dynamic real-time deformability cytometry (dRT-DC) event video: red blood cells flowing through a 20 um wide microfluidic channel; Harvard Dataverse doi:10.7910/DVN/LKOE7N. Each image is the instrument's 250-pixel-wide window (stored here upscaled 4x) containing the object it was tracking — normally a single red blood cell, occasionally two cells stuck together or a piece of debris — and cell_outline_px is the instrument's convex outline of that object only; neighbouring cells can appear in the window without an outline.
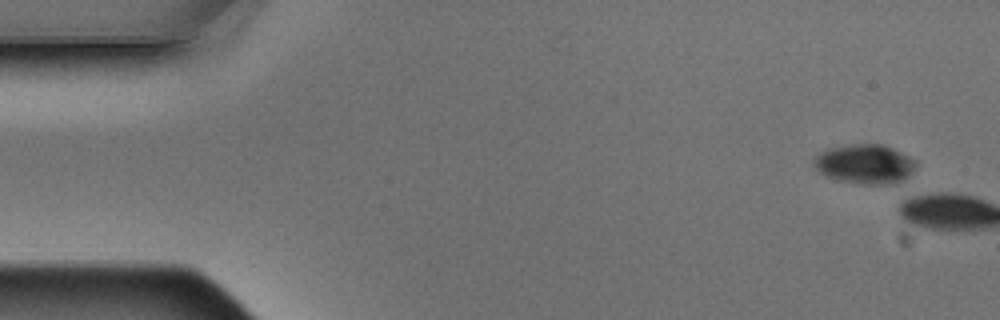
{"species": "Egyptian fruit bat (a non-hibernating species)", "species_latin": "Rousettus aegyptiacus", "temperature_condition": "warm", "stored_images_in_passage": 5, "camera_frame_rate_fps": 3000, "um_per_image_px": 0.085, "animal": {"sex": "male"}, "frame": {"image": 1, "passage_image": 1, "time_ms": 0.0, "image_size_px": [1000, 320], "cell_outline_px": [[916, 164], [912, 172], [908, 176], [896, 184], [860, 184], [836, 180], [820, 172], [812, 164], [812, 160], [820, 152], [828, 148], [856, 144], [884, 144], [916, 160]], "centroid_in_image_um": [73.5, 13.95], "position_along_channel_um": 11.5, "area_um2": 23.47}}
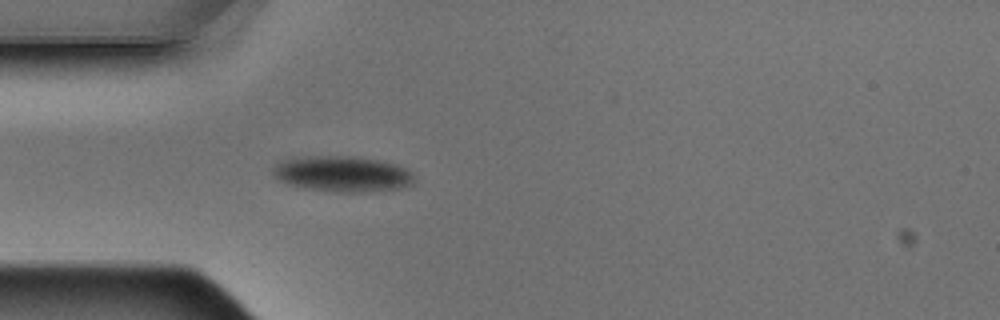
{"frame": {"image": 2, "passage_image": 5, "time_ms": 1.333, "image_size_px": [1000, 320], "cell_outline_px": [[412, 184], [400, 188], [372, 192], [340, 192], [304, 188], [288, 184], [280, 180], [272, 172], [272, 164], [288, 156], [352, 156], [376, 160], [396, 164], [408, 168], [412, 172]], "centroid_in_image_um": [29.04, 14.77], "position_along_channel_um": 56.0, "area_um2": 29.82}}